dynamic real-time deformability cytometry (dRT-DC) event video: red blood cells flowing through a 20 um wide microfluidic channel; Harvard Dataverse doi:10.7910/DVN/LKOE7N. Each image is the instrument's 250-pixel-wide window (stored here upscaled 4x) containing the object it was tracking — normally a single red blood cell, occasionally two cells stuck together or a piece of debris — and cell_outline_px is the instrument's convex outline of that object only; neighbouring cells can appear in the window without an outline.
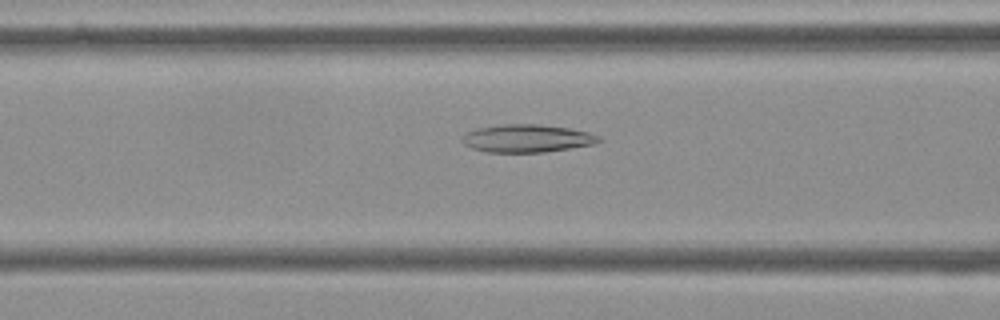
{"species": "Egyptian fruit bat (a non-hibernating species)", "species_latin": "Rousettus aegyptiacus", "temperature_condition": "cold", "stored_images_in_passage": 50, "camera_frame_rate_fps": 3000, "um_per_image_px": 0.085, "frame": {"image": 1, "passage_image": 22, "time_ms": 7.0, "image_size_px": [1000, 320], "cell_outline_px": [[604, 140], [596, 144], [544, 152], [488, 152], [472, 148], [464, 144], [460, 140], [468, 132], [476, 128], [500, 124], [536, 124], [568, 128], [588, 132], [600, 136]], "centroid_in_image_um": [44.82, 11.76], "position_along_channel_um": 121.8, "area_um2": 22.2}}
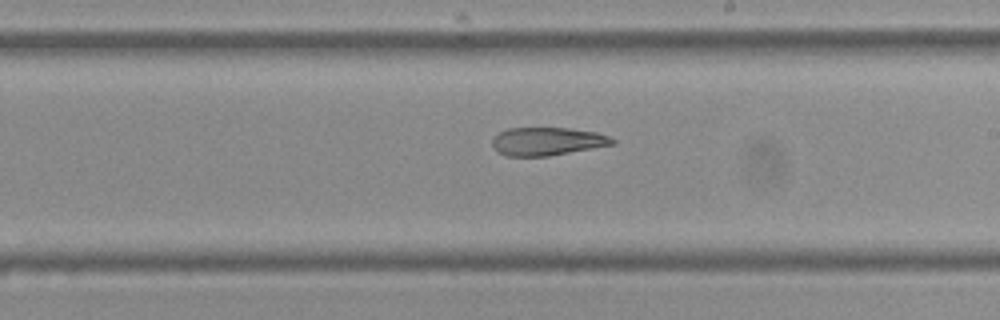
{"frame": {"image": 2, "passage_image": 32, "time_ms": 10.333, "image_size_px": [1000, 320], "cell_outline_px": [[616, 144], [548, 156], [508, 156], [496, 152], [492, 144], [492, 140], [500, 132], [508, 128], [568, 128], [596, 132], [608, 136], [616, 140]], "centroid_in_image_um": [46.52, 12.02], "position_along_channel_um": 242.5, "area_um2": 19.65}}
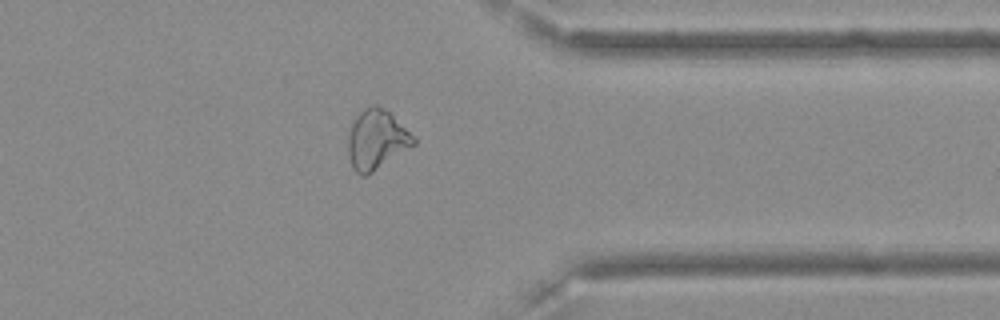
{"frame": {"image": 3, "passage_image": 44, "time_ms": 14.333, "image_size_px": [1000, 320], "cell_outline_px": [[416, 144], [368, 176], [360, 176], [352, 168], [348, 152], [348, 136], [352, 124], [356, 116], [364, 108], [376, 104], [384, 108], [416, 140]], "centroid_in_image_um": [31.97, 11.92], "position_along_channel_um": 379.4, "area_um2": 22.54}, "authors_computed_cell_mechanics": {"area_um2": 23.0044, "velocity_mm_per_s": 3.6225, "shape_relaxation_time_tau1_ms": null, "shape_relaxation_time_tau2_ms": 10.9351, "deformation_change_tau1": null, "deformation_change_tau2": 0.2053}}